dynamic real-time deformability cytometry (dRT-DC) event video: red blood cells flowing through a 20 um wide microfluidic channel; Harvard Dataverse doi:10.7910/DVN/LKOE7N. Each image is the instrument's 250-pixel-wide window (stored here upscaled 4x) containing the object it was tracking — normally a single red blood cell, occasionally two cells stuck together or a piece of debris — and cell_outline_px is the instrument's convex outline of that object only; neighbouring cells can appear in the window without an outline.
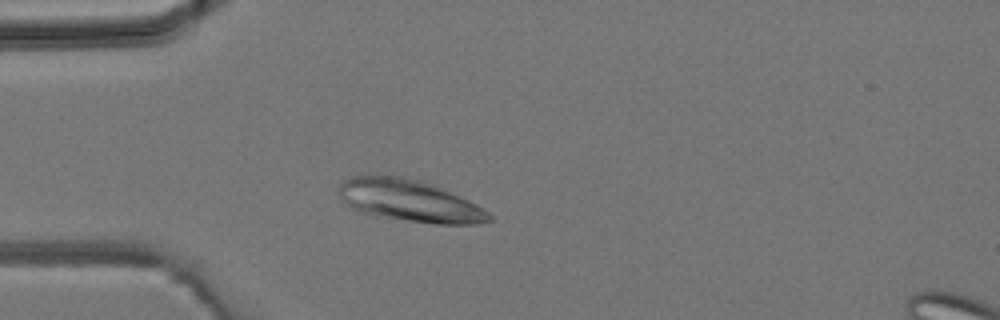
{"species": "common noctule bat (a hibernating species)", "species_latin": "Nyctalus noctula", "temperature_condition": "room temperature", "stored_images_in_passage": 4, "camera_frame_rate_fps": 3000, "um_per_image_px": 0.085, "animal": {"sex": "male", "body_mass_g": 19.2, "forearm_length_mm": 51.8}, "frame": {"image": 1, "passage_image": 3, "time_ms": 2.333, "image_size_px": [1000, 320], "cell_outline_px": [[492, 220], [480, 224], [432, 224], [372, 216], [360, 212], [344, 204], [340, 196], [340, 184], [344, 180], [352, 176], [404, 176], [424, 180], [436, 184], [476, 204], [488, 212], [492, 216]], "centroid_in_image_um": [34.82, 17.07], "position_along_channel_um": 50.2, "area_um2": 37.22}}